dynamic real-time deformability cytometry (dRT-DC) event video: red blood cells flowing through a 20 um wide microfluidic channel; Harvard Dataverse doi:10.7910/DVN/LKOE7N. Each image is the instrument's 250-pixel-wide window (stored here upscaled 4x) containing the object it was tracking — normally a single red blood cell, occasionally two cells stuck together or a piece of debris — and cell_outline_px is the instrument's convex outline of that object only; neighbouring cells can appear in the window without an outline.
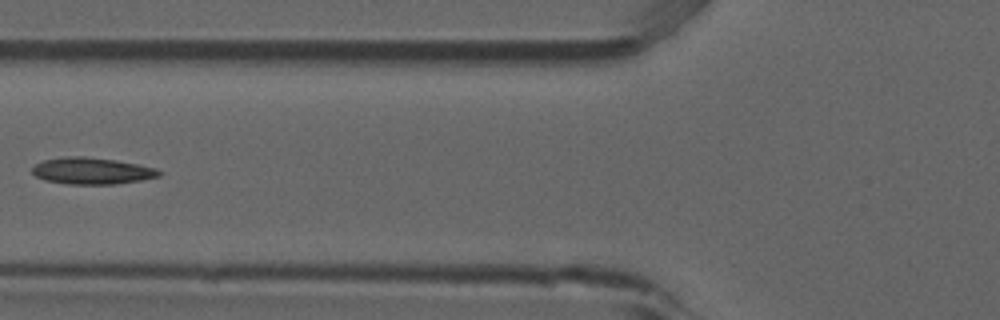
{"species": "common noctule bat (a hibernating species)", "species_latin": "Nyctalus noctula", "temperature_condition": "room temperature", "stored_images_in_passage": 7, "camera_frame_rate_fps": 3000, "um_per_image_px": 0.085, "animal": {"sex": "male", "forearm_length_mm": 52.5}, "frame": {"image": 1, "passage_image": 6, "time_ms": 1.667, "image_size_px": [1000, 320], "cell_outline_px": [[164, 172], [160, 176], [140, 180], [116, 184], [68, 184], [44, 180], [36, 176], [32, 172], [32, 168], [36, 164], [44, 160], [64, 156], [84, 156], [116, 160], [156, 168]], "centroid_in_image_um": [7.82, 14.52], "position_along_channel_um": 118.0, "area_um2": 19.71}}
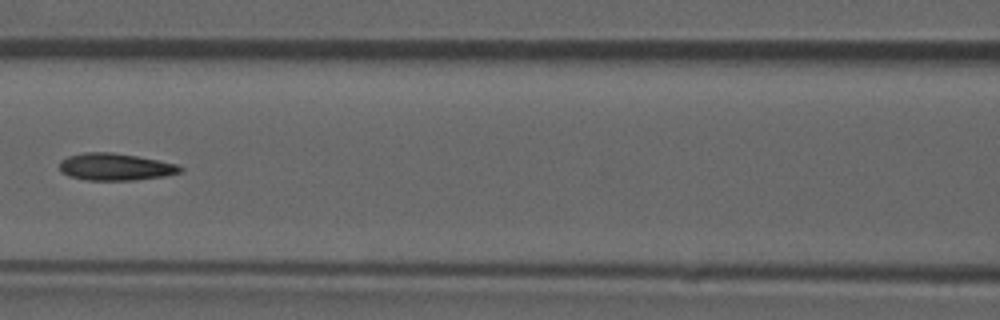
{"frame": {"image": 2, "passage_image": 7, "time_ms": 2.0, "image_size_px": [1000, 320], "cell_outline_px": [[184, 168], [180, 172], [164, 176], [132, 180], [84, 180], [68, 176], [60, 172], [60, 160], [68, 156], [84, 152], [112, 152], [136, 156], [176, 164]], "centroid_in_image_um": [9.75, 14.18], "position_along_channel_um": 156.9, "area_um2": 19.02}}